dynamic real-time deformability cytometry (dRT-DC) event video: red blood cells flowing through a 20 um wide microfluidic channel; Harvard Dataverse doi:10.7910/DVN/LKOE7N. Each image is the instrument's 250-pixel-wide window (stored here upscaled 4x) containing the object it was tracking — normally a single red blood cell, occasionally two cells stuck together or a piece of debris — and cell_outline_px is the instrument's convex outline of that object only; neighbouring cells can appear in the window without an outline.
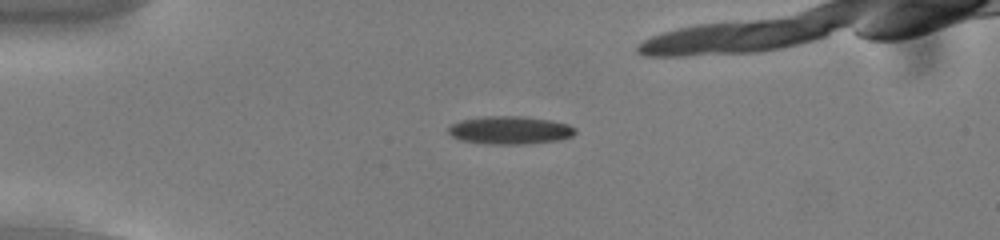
{"species": "common noctule bat (a hibernating species)", "species_latin": "Nyctalus noctula", "temperature_condition": "cold", "stored_images_in_passage": 37, "camera_frame_rate_fps": 3000, "um_per_image_px": 0.085, "animal": {"sex": "male", "body_mass_g": 13.0, "forearm_length_mm": 53.1}, "frame": {"image": 1, "passage_image": 3, "time_ms": 0.667, "image_size_px": [1000, 240], "cell_outline_px": [[576, 132], [572, 136], [560, 140], [524, 144], [492, 144], [460, 140], [452, 136], [448, 132], [448, 128], [452, 124], [460, 120], [484, 116], [524, 116], [552, 120], [568, 124], [576, 128]], "centroid_in_image_um": [43.37, 11.06], "position_along_channel_um": 41.6, "area_um2": 20.81}}
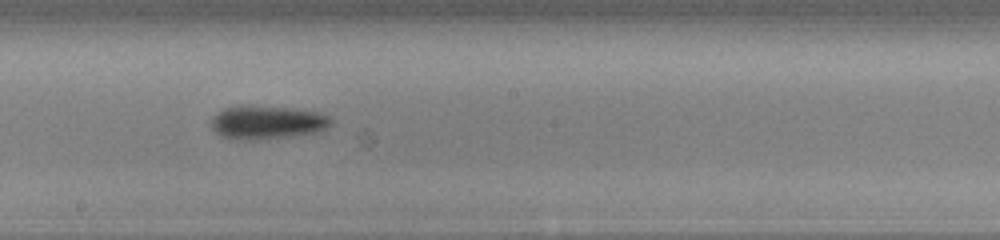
{"frame": {"image": 2, "passage_image": 20, "time_ms": 6.333, "image_size_px": [1000, 240], "cell_outline_px": [[332, 124], [320, 132], [256, 140], [236, 140], [224, 136], [216, 132], [212, 128], [212, 116], [216, 112], [224, 108], [240, 104], [248, 104], [288, 108], [316, 112], [328, 116], [332, 120]], "centroid_in_image_um": [22.67, 10.38], "position_along_channel_um": 225.5, "area_um2": 23.58}}
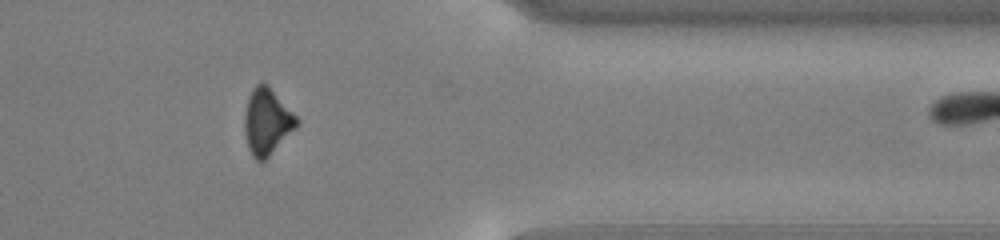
{"frame": {"image": 3, "passage_image": 34, "time_ms": 11.0, "image_size_px": [1000, 240], "cell_outline_px": [[300, 124], [260, 164], [252, 156], [248, 148], [244, 132], [244, 116], [248, 96], [256, 84], [268, 84], [300, 120]], "centroid_in_image_um": [22.69, 10.34], "position_along_channel_um": 388.7, "area_um2": 20.17}, "authors_computed_cell_mechanics": {"area_um2": 21.097, "velocity_mm_per_s": 3.8229, "shape_relaxation_time_tau1_ms": 2.1447, "shape_relaxation_time_tau2_ms": null, "deformation_change_tau1": 0.1098, "deformation_change_tau2": null}}